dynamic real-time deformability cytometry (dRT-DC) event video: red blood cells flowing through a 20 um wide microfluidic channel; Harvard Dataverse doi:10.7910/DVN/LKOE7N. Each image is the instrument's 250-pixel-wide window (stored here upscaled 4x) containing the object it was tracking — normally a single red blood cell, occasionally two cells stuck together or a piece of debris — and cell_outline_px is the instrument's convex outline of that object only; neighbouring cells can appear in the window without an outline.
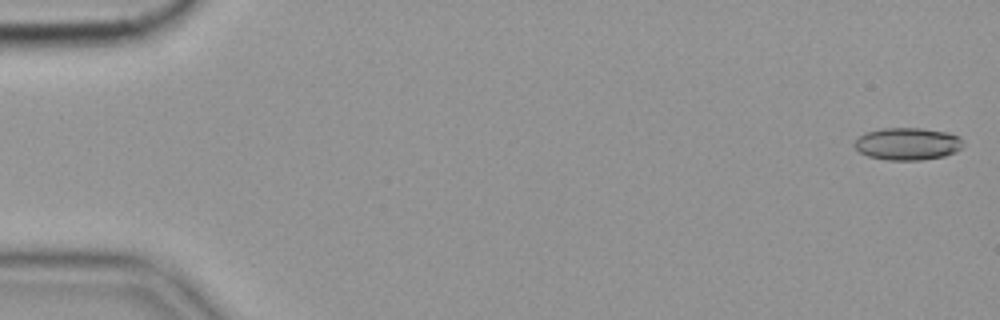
{"species": "common noctule bat (a hibernating species)", "species_latin": "Nyctalus noctula", "temperature_condition": "cold", "stored_images_in_passage": 58, "camera_frame_rate_fps": 3000, "um_per_image_px": 0.085, "animal": {"sex": "female", "body_mass_g": 19.9}, "frame": {"image": 1, "passage_image": 2, "time_ms": 0.333, "image_size_px": [1000, 320], "cell_outline_px": [[964, 144], [956, 152], [944, 156], [920, 160], [888, 160], [868, 156], [860, 152], [852, 144], [864, 132], [880, 128], [920, 128], [948, 132], [960, 136]], "centroid_in_image_um": [77.14, 12.22], "position_along_channel_um": 7.9, "area_um2": 20.63}}
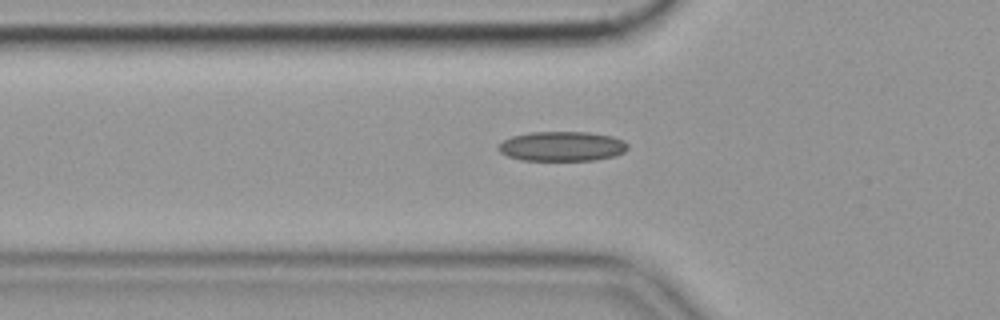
{"frame": {"image": 2, "passage_image": 20, "time_ms": 6.333, "image_size_px": [1000, 320], "cell_outline_px": [[628, 148], [624, 152], [616, 156], [592, 160], [520, 160], [508, 156], [500, 152], [496, 148], [496, 144], [512, 136], [532, 132], [588, 132], [612, 136], [624, 140], [628, 144]], "centroid_in_image_um": [47.76, 12.43], "position_along_channel_um": 78.0, "area_um2": 22.54}}
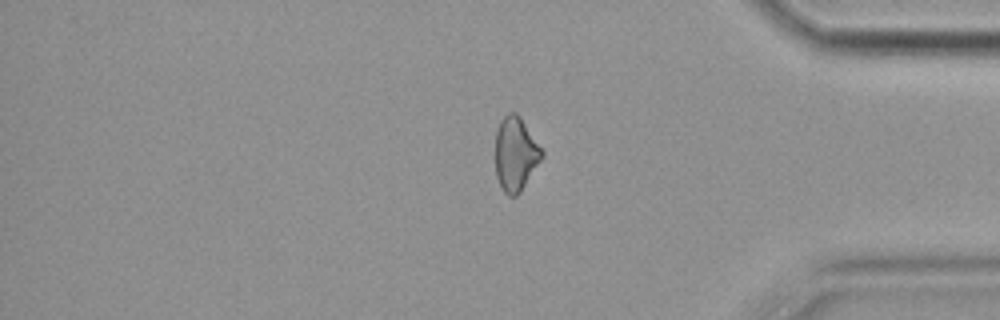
{"frame": {"image": 3, "passage_image": 48, "time_ms": 15.667, "image_size_px": [1000, 320], "cell_outline_px": [[544, 156], [520, 192], [516, 196], [508, 196], [504, 192], [496, 176], [496, 132], [500, 120], [508, 112], [516, 112], [520, 116], [544, 152]], "centroid_in_image_um": [43.83, 13.07], "position_along_channel_um": 391.4, "area_um2": 20.0}}